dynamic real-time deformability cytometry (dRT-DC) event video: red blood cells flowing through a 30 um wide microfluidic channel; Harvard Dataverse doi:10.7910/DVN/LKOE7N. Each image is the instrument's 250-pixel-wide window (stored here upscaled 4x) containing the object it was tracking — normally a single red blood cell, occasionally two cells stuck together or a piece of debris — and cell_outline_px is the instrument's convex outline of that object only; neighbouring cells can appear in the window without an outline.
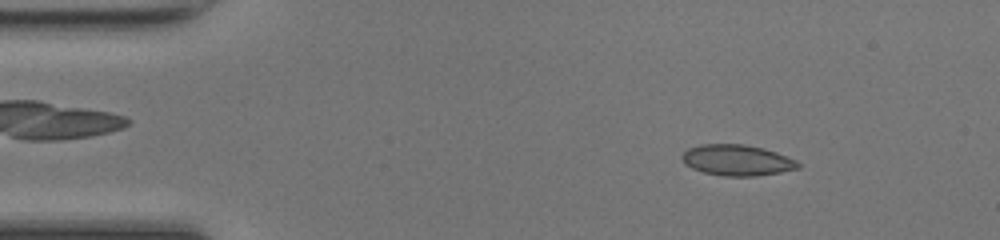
{"species": "common noctule bat (a hibernating species)", "species_latin": "Nyctalus noctula", "temperature_condition": "room temperature", "stored_images_in_passage": 47, "camera_frame_rate_fps": 3000, "um_per_image_px": 0.085, "animal": {"sex": "female", "body_mass_g": 17.0, "forearm_length_mm": 48.0}, "frame": {"image": 1, "passage_image": 6, "time_ms": 1.667, "image_size_px": [1000, 240], "cell_outline_px": [[800, 168], [780, 172], [756, 176], [724, 176], [704, 172], [692, 168], [684, 164], [680, 156], [688, 148], [700, 144], [744, 144], [764, 148], [776, 152], [796, 160], [800, 164]], "centroid_in_image_um": [62.63, 13.61], "position_along_channel_um": 22.4, "area_um2": 20.98}}
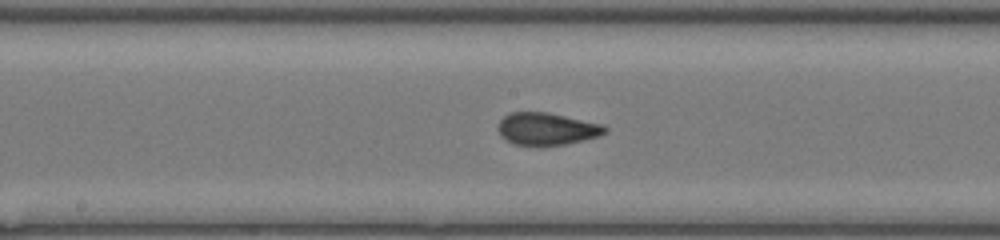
{"frame": {"image": 2, "passage_image": 24, "time_ms": 7.667, "image_size_px": [1000, 240], "cell_outline_px": [[608, 132], [600, 136], [568, 144], [540, 148], [516, 144], [504, 140], [500, 136], [500, 120], [508, 112], [548, 112], [604, 124], [608, 128]], "centroid_in_image_um": [46.52, 10.98], "position_along_channel_um": 201.7, "area_um2": 20.81}}
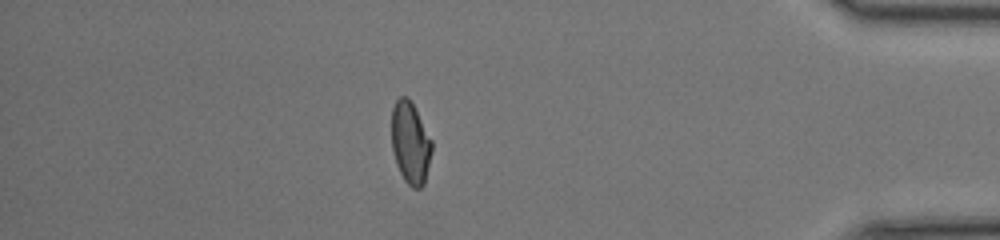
{"frame": {"image": 3, "passage_image": 41, "time_ms": 13.333, "image_size_px": [1000, 240], "cell_outline_px": [[432, 152], [424, 184], [420, 188], [412, 188], [404, 180], [396, 164], [392, 148], [392, 108], [396, 100], [400, 96], [408, 96], [432, 140]], "centroid_in_image_um": [34.88, 12.15], "position_along_channel_um": 400.3, "area_um2": 19.19}, "authors_computed_cell_mechanics": {"area_um2": 19.7676, "velocity_mm_per_s": 4.2872, "shape_relaxation_time_tau1_ms": null, "shape_relaxation_time_tau2_ms": 0.702, "deformation_change_tau1": null, "deformation_change_tau2": 0.0588}}